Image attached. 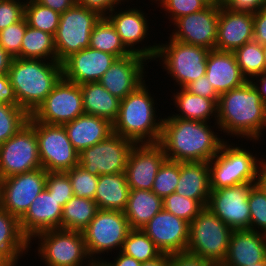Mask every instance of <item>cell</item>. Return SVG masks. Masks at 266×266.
Instances as JSON below:
<instances>
[{"mask_svg": "<svg viewBox=\"0 0 266 266\" xmlns=\"http://www.w3.org/2000/svg\"><path fill=\"white\" fill-rule=\"evenodd\" d=\"M210 124L163 117L159 144L166 159L175 162H209L213 159L226 139L218 135L220 128L217 123L214 122V126ZM214 127L218 133L213 130Z\"/></svg>", "mask_w": 266, "mask_h": 266, "instance_id": "obj_1", "label": "cell"}, {"mask_svg": "<svg viewBox=\"0 0 266 266\" xmlns=\"http://www.w3.org/2000/svg\"><path fill=\"white\" fill-rule=\"evenodd\" d=\"M266 122V105L251 81L222 93L217 104V125L224 136L261 141ZM260 138V139H259Z\"/></svg>", "mask_w": 266, "mask_h": 266, "instance_id": "obj_2", "label": "cell"}, {"mask_svg": "<svg viewBox=\"0 0 266 266\" xmlns=\"http://www.w3.org/2000/svg\"><path fill=\"white\" fill-rule=\"evenodd\" d=\"M18 106L32 115L63 77L57 60L15 57L8 71Z\"/></svg>", "mask_w": 266, "mask_h": 266, "instance_id": "obj_3", "label": "cell"}, {"mask_svg": "<svg viewBox=\"0 0 266 266\" xmlns=\"http://www.w3.org/2000/svg\"><path fill=\"white\" fill-rule=\"evenodd\" d=\"M145 82L120 100L118 116L112 123L114 133L135 144L159 143L162 131L163 118L156 115V98Z\"/></svg>", "mask_w": 266, "mask_h": 266, "instance_id": "obj_4", "label": "cell"}, {"mask_svg": "<svg viewBox=\"0 0 266 266\" xmlns=\"http://www.w3.org/2000/svg\"><path fill=\"white\" fill-rule=\"evenodd\" d=\"M226 140L218 154L208 162L210 190L235 186L243 183H255L264 158L256 157L237 144ZM236 145V146H235Z\"/></svg>", "mask_w": 266, "mask_h": 266, "instance_id": "obj_5", "label": "cell"}, {"mask_svg": "<svg viewBox=\"0 0 266 266\" xmlns=\"http://www.w3.org/2000/svg\"><path fill=\"white\" fill-rule=\"evenodd\" d=\"M233 230L204 207L189 224L186 252L220 266L226 255Z\"/></svg>", "mask_w": 266, "mask_h": 266, "instance_id": "obj_6", "label": "cell"}, {"mask_svg": "<svg viewBox=\"0 0 266 266\" xmlns=\"http://www.w3.org/2000/svg\"><path fill=\"white\" fill-rule=\"evenodd\" d=\"M165 43H158L154 61L162 60L166 74L173 78L179 88H185L206 74L209 49L186 44L168 37Z\"/></svg>", "mask_w": 266, "mask_h": 266, "instance_id": "obj_7", "label": "cell"}, {"mask_svg": "<svg viewBox=\"0 0 266 266\" xmlns=\"http://www.w3.org/2000/svg\"><path fill=\"white\" fill-rule=\"evenodd\" d=\"M37 239V255L46 266H88L92 261L82 231L46 230L31 240Z\"/></svg>", "mask_w": 266, "mask_h": 266, "instance_id": "obj_8", "label": "cell"}, {"mask_svg": "<svg viewBox=\"0 0 266 266\" xmlns=\"http://www.w3.org/2000/svg\"><path fill=\"white\" fill-rule=\"evenodd\" d=\"M131 230L124 212L98 209L95 217L82 231L91 260H104L101 255L122 250L124 240ZM100 255V256H99ZM101 257V258H100Z\"/></svg>", "mask_w": 266, "mask_h": 266, "instance_id": "obj_9", "label": "cell"}, {"mask_svg": "<svg viewBox=\"0 0 266 266\" xmlns=\"http://www.w3.org/2000/svg\"><path fill=\"white\" fill-rule=\"evenodd\" d=\"M28 123L35 130L40 162L46 172H66L79 165V153L70 142L63 125L37 122L31 115Z\"/></svg>", "mask_w": 266, "mask_h": 266, "instance_id": "obj_10", "label": "cell"}, {"mask_svg": "<svg viewBox=\"0 0 266 266\" xmlns=\"http://www.w3.org/2000/svg\"><path fill=\"white\" fill-rule=\"evenodd\" d=\"M100 18L98 13L78 4L61 13L54 36L58 62L62 63L73 53L89 47L92 30Z\"/></svg>", "mask_w": 266, "mask_h": 266, "instance_id": "obj_11", "label": "cell"}, {"mask_svg": "<svg viewBox=\"0 0 266 266\" xmlns=\"http://www.w3.org/2000/svg\"><path fill=\"white\" fill-rule=\"evenodd\" d=\"M135 143L112 133L103 141L79 153V165L90 174L125 173L128 156Z\"/></svg>", "mask_w": 266, "mask_h": 266, "instance_id": "obj_12", "label": "cell"}, {"mask_svg": "<svg viewBox=\"0 0 266 266\" xmlns=\"http://www.w3.org/2000/svg\"><path fill=\"white\" fill-rule=\"evenodd\" d=\"M42 168L34 128L27 123L0 144V179Z\"/></svg>", "mask_w": 266, "mask_h": 266, "instance_id": "obj_13", "label": "cell"}, {"mask_svg": "<svg viewBox=\"0 0 266 266\" xmlns=\"http://www.w3.org/2000/svg\"><path fill=\"white\" fill-rule=\"evenodd\" d=\"M83 114V96L80 85L62 77L31 116L37 122L63 125Z\"/></svg>", "mask_w": 266, "mask_h": 266, "instance_id": "obj_14", "label": "cell"}, {"mask_svg": "<svg viewBox=\"0 0 266 266\" xmlns=\"http://www.w3.org/2000/svg\"><path fill=\"white\" fill-rule=\"evenodd\" d=\"M255 183L211 190L206 207L232 230L250 228L248 196Z\"/></svg>", "mask_w": 266, "mask_h": 266, "instance_id": "obj_15", "label": "cell"}, {"mask_svg": "<svg viewBox=\"0 0 266 266\" xmlns=\"http://www.w3.org/2000/svg\"><path fill=\"white\" fill-rule=\"evenodd\" d=\"M47 173L43 168H37L1 179L3 184L2 209L20 219L45 189Z\"/></svg>", "mask_w": 266, "mask_h": 266, "instance_id": "obj_16", "label": "cell"}, {"mask_svg": "<svg viewBox=\"0 0 266 266\" xmlns=\"http://www.w3.org/2000/svg\"><path fill=\"white\" fill-rule=\"evenodd\" d=\"M115 8L106 17L110 20L120 36L125 47L134 54L144 56L149 61H154L157 53L158 44L155 42L153 45L142 44L149 35L148 16L141 8ZM147 37V38H146ZM142 44L140 47L139 44ZM138 44V45H137ZM137 45V46H136ZM144 45V46H143Z\"/></svg>", "mask_w": 266, "mask_h": 266, "instance_id": "obj_17", "label": "cell"}, {"mask_svg": "<svg viewBox=\"0 0 266 266\" xmlns=\"http://www.w3.org/2000/svg\"><path fill=\"white\" fill-rule=\"evenodd\" d=\"M219 20V6H207L202 11L175 20L171 39L186 44L215 49Z\"/></svg>", "mask_w": 266, "mask_h": 266, "instance_id": "obj_18", "label": "cell"}, {"mask_svg": "<svg viewBox=\"0 0 266 266\" xmlns=\"http://www.w3.org/2000/svg\"><path fill=\"white\" fill-rule=\"evenodd\" d=\"M165 160L166 155L159 143L135 144L125 168L130 190H152L158 169Z\"/></svg>", "mask_w": 266, "mask_h": 266, "instance_id": "obj_19", "label": "cell"}, {"mask_svg": "<svg viewBox=\"0 0 266 266\" xmlns=\"http://www.w3.org/2000/svg\"><path fill=\"white\" fill-rule=\"evenodd\" d=\"M149 60L139 54L117 58L98 81L119 100L133 92L147 78L145 67Z\"/></svg>", "mask_w": 266, "mask_h": 266, "instance_id": "obj_20", "label": "cell"}, {"mask_svg": "<svg viewBox=\"0 0 266 266\" xmlns=\"http://www.w3.org/2000/svg\"><path fill=\"white\" fill-rule=\"evenodd\" d=\"M155 246L167 254L186 252L189 223L162 209L142 228Z\"/></svg>", "mask_w": 266, "mask_h": 266, "instance_id": "obj_21", "label": "cell"}, {"mask_svg": "<svg viewBox=\"0 0 266 266\" xmlns=\"http://www.w3.org/2000/svg\"><path fill=\"white\" fill-rule=\"evenodd\" d=\"M116 59L91 47L82 49L62 62L63 78L79 85L98 82Z\"/></svg>", "mask_w": 266, "mask_h": 266, "instance_id": "obj_22", "label": "cell"}, {"mask_svg": "<svg viewBox=\"0 0 266 266\" xmlns=\"http://www.w3.org/2000/svg\"><path fill=\"white\" fill-rule=\"evenodd\" d=\"M62 210L63 207L45 188L19 219L21 232L29 243L33 245L31 239L40 232L61 229Z\"/></svg>", "mask_w": 266, "mask_h": 266, "instance_id": "obj_23", "label": "cell"}, {"mask_svg": "<svg viewBox=\"0 0 266 266\" xmlns=\"http://www.w3.org/2000/svg\"><path fill=\"white\" fill-rule=\"evenodd\" d=\"M254 18L252 14L232 12L219 6V20L215 49L234 52L253 40Z\"/></svg>", "mask_w": 266, "mask_h": 266, "instance_id": "obj_24", "label": "cell"}, {"mask_svg": "<svg viewBox=\"0 0 266 266\" xmlns=\"http://www.w3.org/2000/svg\"><path fill=\"white\" fill-rule=\"evenodd\" d=\"M266 262V234L250 229L233 230L227 255L220 266H249Z\"/></svg>", "mask_w": 266, "mask_h": 266, "instance_id": "obj_25", "label": "cell"}, {"mask_svg": "<svg viewBox=\"0 0 266 266\" xmlns=\"http://www.w3.org/2000/svg\"><path fill=\"white\" fill-rule=\"evenodd\" d=\"M205 75L219 95L247 82L234 53L217 49H212L208 53Z\"/></svg>", "mask_w": 266, "mask_h": 266, "instance_id": "obj_26", "label": "cell"}, {"mask_svg": "<svg viewBox=\"0 0 266 266\" xmlns=\"http://www.w3.org/2000/svg\"><path fill=\"white\" fill-rule=\"evenodd\" d=\"M63 126L78 153L113 133V124L109 120L88 114L80 115Z\"/></svg>", "mask_w": 266, "mask_h": 266, "instance_id": "obj_27", "label": "cell"}, {"mask_svg": "<svg viewBox=\"0 0 266 266\" xmlns=\"http://www.w3.org/2000/svg\"><path fill=\"white\" fill-rule=\"evenodd\" d=\"M210 192L208 162H180L179 183L175 193L197 200L206 207Z\"/></svg>", "mask_w": 266, "mask_h": 266, "instance_id": "obj_28", "label": "cell"}, {"mask_svg": "<svg viewBox=\"0 0 266 266\" xmlns=\"http://www.w3.org/2000/svg\"><path fill=\"white\" fill-rule=\"evenodd\" d=\"M176 90L171 97H173L177 113L173 112L164 117H177L200 122H210L213 118L212 120L217 123V103L213 99L192 94L185 88Z\"/></svg>", "mask_w": 266, "mask_h": 266, "instance_id": "obj_29", "label": "cell"}, {"mask_svg": "<svg viewBox=\"0 0 266 266\" xmlns=\"http://www.w3.org/2000/svg\"><path fill=\"white\" fill-rule=\"evenodd\" d=\"M129 192L125 173L103 174L99 176L94 201L98 209L124 212Z\"/></svg>", "mask_w": 266, "mask_h": 266, "instance_id": "obj_30", "label": "cell"}, {"mask_svg": "<svg viewBox=\"0 0 266 266\" xmlns=\"http://www.w3.org/2000/svg\"><path fill=\"white\" fill-rule=\"evenodd\" d=\"M163 209V199L152 190H130L125 217L131 229H142Z\"/></svg>", "mask_w": 266, "mask_h": 266, "instance_id": "obj_31", "label": "cell"}, {"mask_svg": "<svg viewBox=\"0 0 266 266\" xmlns=\"http://www.w3.org/2000/svg\"><path fill=\"white\" fill-rule=\"evenodd\" d=\"M32 248L20 229L19 219L0 210V251L15 265ZM22 257V258H21Z\"/></svg>", "mask_w": 266, "mask_h": 266, "instance_id": "obj_32", "label": "cell"}, {"mask_svg": "<svg viewBox=\"0 0 266 266\" xmlns=\"http://www.w3.org/2000/svg\"><path fill=\"white\" fill-rule=\"evenodd\" d=\"M80 87L84 114L98 116L113 123L118 116L120 100L99 82L85 83Z\"/></svg>", "mask_w": 266, "mask_h": 266, "instance_id": "obj_33", "label": "cell"}, {"mask_svg": "<svg viewBox=\"0 0 266 266\" xmlns=\"http://www.w3.org/2000/svg\"><path fill=\"white\" fill-rule=\"evenodd\" d=\"M17 57L22 59L57 60L54 36L32 28L27 24L22 39L21 51Z\"/></svg>", "mask_w": 266, "mask_h": 266, "instance_id": "obj_34", "label": "cell"}, {"mask_svg": "<svg viewBox=\"0 0 266 266\" xmlns=\"http://www.w3.org/2000/svg\"><path fill=\"white\" fill-rule=\"evenodd\" d=\"M97 211L98 206L94 200L74 195L63 207L61 229L83 231L95 217Z\"/></svg>", "mask_w": 266, "mask_h": 266, "instance_id": "obj_35", "label": "cell"}, {"mask_svg": "<svg viewBox=\"0 0 266 266\" xmlns=\"http://www.w3.org/2000/svg\"><path fill=\"white\" fill-rule=\"evenodd\" d=\"M89 47L122 58L132 54L107 17H101L92 30Z\"/></svg>", "mask_w": 266, "mask_h": 266, "instance_id": "obj_36", "label": "cell"}, {"mask_svg": "<svg viewBox=\"0 0 266 266\" xmlns=\"http://www.w3.org/2000/svg\"><path fill=\"white\" fill-rule=\"evenodd\" d=\"M233 53L247 81H252L265 71L264 46L257 41H249Z\"/></svg>", "mask_w": 266, "mask_h": 266, "instance_id": "obj_37", "label": "cell"}, {"mask_svg": "<svg viewBox=\"0 0 266 266\" xmlns=\"http://www.w3.org/2000/svg\"><path fill=\"white\" fill-rule=\"evenodd\" d=\"M60 13L41 5L36 0H26L25 18L27 24L55 36L60 20Z\"/></svg>", "mask_w": 266, "mask_h": 266, "instance_id": "obj_38", "label": "cell"}, {"mask_svg": "<svg viewBox=\"0 0 266 266\" xmlns=\"http://www.w3.org/2000/svg\"><path fill=\"white\" fill-rule=\"evenodd\" d=\"M121 251L141 263L153 260L162 253L142 229L128 232Z\"/></svg>", "mask_w": 266, "mask_h": 266, "instance_id": "obj_39", "label": "cell"}, {"mask_svg": "<svg viewBox=\"0 0 266 266\" xmlns=\"http://www.w3.org/2000/svg\"><path fill=\"white\" fill-rule=\"evenodd\" d=\"M29 117L30 115L19 106L0 103V144L24 127Z\"/></svg>", "mask_w": 266, "mask_h": 266, "instance_id": "obj_40", "label": "cell"}, {"mask_svg": "<svg viewBox=\"0 0 266 266\" xmlns=\"http://www.w3.org/2000/svg\"><path fill=\"white\" fill-rule=\"evenodd\" d=\"M180 162L165 160L155 176L152 191L162 199L175 192L179 183Z\"/></svg>", "mask_w": 266, "mask_h": 266, "instance_id": "obj_41", "label": "cell"}, {"mask_svg": "<svg viewBox=\"0 0 266 266\" xmlns=\"http://www.w3.org/2000/svg\"><path fill=\"white\" fill-rule=\"evenodd\" d=\"M203 208L197 200L183 197L175 192L163 199V209L189 224Z\"/></svg>", "mask_w": 266, "mask_h": 266, "instance_id": "obj_42", "label": "cell"}, {"mask_svg": "<svg viewBox=\"0 0 266 266\" xmlns=\"http://www.w3.org/2000/svg\"><path fill=\"white\" fill-rule=\"evenodd\" d=\"M66 172L70 178L74 195L79 198H89L94 200L99 176L90 174L80 165H76Z\"/></svg>", "mask_w": 266, "mask_h": 266, "instance_id": "obj_43", "label": "cell"}, {"mask_svg": "<svg viewBox=\"0 0 266 266\" xmlns=\"http://www.w3.org/2000/svg\"><path fill=\"white\" fill-rule=\"evenodd\" d=\"M250 230L266 234V194L255 184L248 196Z\"/></svg>", "mask_w": 266, "mask_h": 266, "instance_id": "obj_44", "label": "cell"}, {"mask_svg": "<svg viewBox=\"0 0 266 266\" xmlns=\"http://www.w3.org/2000/svg\"><path fill=\"white\" fill-rule=\"evenodd\" d=\"M45 188L53 195L62 207L70 201L74 192L67 172H48Z\"/></svg>", "mask_w": 266, "mask_h": 266, "instance_id": "obj_45", "label": "cell"}, {"mask_svg": "<svg viewBox=\"0 0 266 266\" xmlns=\"http://www.w3.org/2000/svg\"><path fill=\"white\" fill-rule=\"evenodd\" d=\"M157 4L160 5L161 10L165 11V15L168 14L169 23L207 7L202 0H160Z\"/></svg>", "mask_w": 266, "mask_h": 266, "instance_id": "obj_46", "label": "cell"}, {"mask_svg": "<svg viewBox=\"0 0 266 266\" xmlns=\"http://www.w3.org/2000/svg\"><path fill=\"white\" fill-rule=\"evenodd\" d=\"M27 28V21L24 17L21 21L12 24L0 31V46L13 58L21 51L22 39Z\"/></svg>", "mask_w": 266, "mask_h": 266, "instance_id": "obj_47", "label": "cell"}, {"mask_svg": "<svg viewBox=\"0 0 266 266\" xmlns=\"http://www.w3.org/2000/svg\"><path fill=\"white\" fill-rule=\"evenodd\" d=\"M25 0H0V31L25 17Z\"/></svg>", "mask_w": 266, "mask_h": 266, "instance_id": "obj_48", "label": "cell"}, {"mask_svg": "<svg viewBox=\"0 0 266 266\" xmlns=\"http://www.w3.org/2000/svg\"><path fill=\"white\" fill-rule=\"evenodd\" d=\"M221 7L232 12L254 15L261 9H266V0H222Z\"/></svg>", "mask_w": 266, "mask_h": 266, "instance_id": "obj_49", "label": "cell"}, {"mask_svg": "<svg viewBox=\"0 0 266 266\" xmlns=\"http://www.w3.org/2000/svg\"><path fill=\"white\" fill-rule=\"evenodd\" d=\"M129 0H76V4L106 17L115 7H119ZM123 2V3H122Z\"/></svg>", "mask_w": 266, "mask_h": 266, "instance_id": "obj_50", "label": "cell"}, {"mask_svg": "<svg viewBox=\"0 0 266 266\" xmlns=\"http://www.w3.org/2000/svg\"><path fill=\"white\" fill-rule=\"evenodd\" d=\"M185 89L192 94L213 99L218 104L220 95L215 91L206 75L188 84Z\"/></svg>", "mask_w": 266, "mask_h": 266, "instance_id": "obj_51", "label": "cell"}, {"mask_svg": "<svg viewBox=\"0 0 266 266\" xmlns=\"http://www.w3.org/2000/svg\"><path fill=\"white\" fill-rule=\"evenodd\" d=\"M170 266H214L209 261L200 256L192 255L188 252L170 254Z\"/></svg>", "mask_w": 266, "mask_h": 266, "instance_id": "obj_52", "label": "cell"}, {"mask_svg": "<svg viewBox=\"0 0 266 266\" xmlns=\"http://www.w3.org/2000/svg\"><path fill=\"white\" fill-rule=\"evenodd\" d=\"M253 40L261 45H266V9H261L253 15Z\"/></svg>", "mask_w": 266, "mask_h": 266, "instance_id": "obj_53", "label": "cell"}, {"mask_svg": "<svg viewBox=\"0 0 266 266\" xmlns=\"http://www.w3.org/2000/svg\"><path fill=\"white\" fill-rule=\"evenodd\" d=\"M0 103L18 106L8 74H0Z\"/></svg>", "mask_w": 266, "mask_h": 266, "instance_id": "obj_54", "label": "cell"}, {"mask_svg": "<svg viewBox=\"0 0 266 266\" xmlns=\"http://www.w3.org/2000/svg\"><path fill=\"white\" fill-rule=\"evenodd\" d=\"M43 6L51 8L52 10L64 13L66 10L70 9L76 4V0H36Z\"/></svg>", "mask_w": 266, "mask_h": 266, "instance_id": "obj_55", "label": "cell"}, {"mask_svg": "<svg viewBox=\"0 0 266 266\" xmlns=\"http://www.w3.org/2000/svg\"><path fill=\"white\" fill-rule=\"evenodd\" d=\"M116 255H117L116 257H113L114 262L106 260V259H105V261L110 266H141V264H142L140 261H137L132 256L126 255L121 250Z\"/></svg>", "mask_w": 266, "mask_h": 266, "instance_id": "obj_56", "label": "cell"}, {"mask_svg": "<svg viewBox=\"0 0 266 266\" xmlns=\"http://www.w3.org/2000/svg\"><path fill=\"white\" fill-rule=\"evenodd\" d=\"M251 82L254 84L256 89L259 91L261 100L266 105V71L256 76Z\"/></svg>", "mask_w": 266, "mask_h": 266, "instance_id": "obj_57", "label": "cell"}, {"mask_svg": "<svg viewBox=\"0 0 266 266\" xmlns=\"http://www.w3.org/2000/svg\"><path fill=\"white\" fill-rule=\"evenodd\" d=\"M13 57L0 46V74H8Z\"/></svg>", "mask_w": 266, "mask_h": 266, "instance_id": "obj_58", "label": "cell"}, {"mask_svg": "<svg viewBox=\"0 0 266 266\" xmlns=\"http://www.w3.org/2000/svg\"><path fill=\"white\" fill-rule=\"evenodd\" d=\"M141 266H170V254L161 253L153 260L142 262Z\"/></svg>", "mask_w": 266, "mask_h": 266, "instance_id": "obj_59", "label": "cell"}, {"mask_svg": "<svg viewBox=\"0 0 266 266\" xmlns=\"http://www.w3.org/2000/svg\"><path fill=\"white\" fill-rule=\"evenodd\" d=\"M256 185L266 194V160L263 159L256 179Z\"/></svg>", "mask_w": 266, "mask_h": 266, "instance_id": "obj_60", "label": "cell"}, {"mask_svg": "<svg viewBox=\"0 0 266 266\" xmlns=\"http://www.w3.org/2000/svg\"><path fill=\"white\" fill-rule=\"evenodd\" d=\"M0 266H15V265L0 251Z\"/></svg>", "mask_w": 266, "mask_h": 266, "instance_id": "obj_61", "label": "cell"}, {"mask_svg": "<svg viewBox=\"0 0 266 266\" xmlns=\"http://www.w3.org/2000/svg\"><path fill=\"white\" fill-rule=\"evenodd\" d=\"M89 266H110L105 260H92Z\"/></svg>", "mask_w": 266, "mask_h": 266, "instance_id": "obj_62", "label": "cell"}, {"mask_svg": "<svg viewBox=\"0 0 266 266\" xmlns=\"http://www.w3.org/2000/svg\"><path fill=\"white\" fill-rule=\"evenodd\" d=\"M207 6H221L222 0H202Z\"/></svg>", "mask_w": 266, "mask_h": 266, "instance_id": "obj_63", "label": "cell"}, {"mask_svg": "<svg viewBox=\"0 0 266 266\" xmlns=\"http://www.w3.org/2000/svg\"><path fill=\"white\" fill-rule=\"evenodd\" d=\"M2 195H3V184L2 180L0 179V210L2 209Z\"/></svg>", "mask_w": 266, "mask_h": 266, "instance_id": "obj_64", "label": "cell"}, {"mask_svg": "<svg viewBox=\"0 0 266 266\" xmlns=\"http://www.w3.org/2000/svg\"><path fill=\"white\" fill-rule=\"evenodd\" d=\"M249 266H266V262H261V263H257V264H251Z\"/></svg>", "mask_w": 266, "mask_h": 266, "instance_id": "obj_65", "label": "cell"}, {"mask_svg": "<svg viewBox=\"0 0 266 266\" xmlns=\"http://www.w3.org/2000/svg\"><path fill=\"white\" fill-rule=\"evenodd\" d=\"M265 71H266V45H264Z\"/></svg>", "mask_w": 266, "mask_h": 266, "instance_id": "obj_66", "label": "cell"}, {"mask_svg": "<svg viewBox=\"0 0 266 266\" xmlns=\"http://www.w3.org/2000/svg\"><path fill=\"white\" fill-rule=\"evenodd\" d=\"M151 1V0H150ZM152 1H154V3H158L160 0H152Z\"/></svg>", "mask_w": 266, "mask_h": 266, "instance_id": "obj_67", "label": "cell"}]
</instances>
